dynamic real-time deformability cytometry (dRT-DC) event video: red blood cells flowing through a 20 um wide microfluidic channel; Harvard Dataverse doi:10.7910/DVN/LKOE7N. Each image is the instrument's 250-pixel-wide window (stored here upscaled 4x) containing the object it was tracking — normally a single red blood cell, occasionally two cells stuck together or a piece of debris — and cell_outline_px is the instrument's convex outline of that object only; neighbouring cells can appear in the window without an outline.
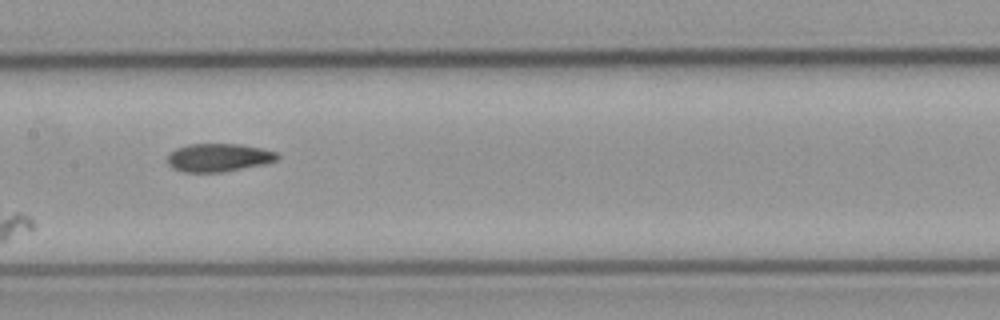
{"species": "common noctule bat (a hibernating species)", "species_latin": "Nyctalus noctula", "temperature_condition": "cold", "stored_images_in_passage": 6, "camera_frame_rate_fps": 3000, "um_per_image_px": 0.085, "animal": {"sex": "male", "body_mass_g": 23.1, "forearm_length_mm": 52.7}, "frame": {"image": 1, "passage_image": 4, "time_ms": 4.0, "image_size_px": [1000, 320], "cell_outline_px": [[280, 156], [276, 160], [264, 164], [220, 172], [184, 172], [172, 168], [168, 164], [168, 156], [176, 148], [188, 144], [240, 144], [260, 148], [276, 152]], "centroid_in_image_um": [18.56, 13.39], "position_along_channel_um": 188.8, "area_um2": 17.86}}
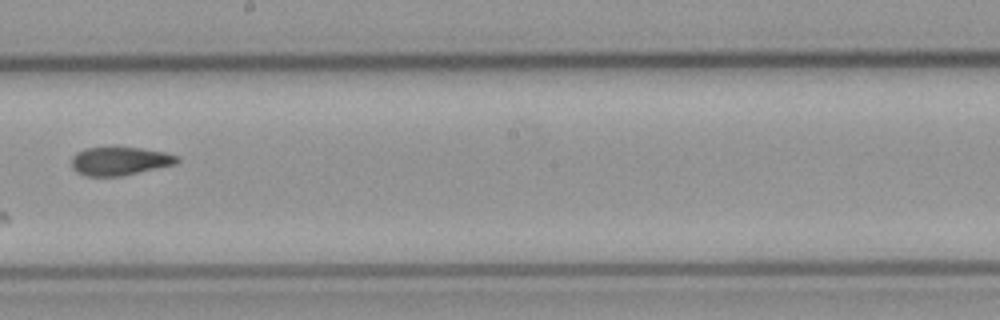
{"frame": {"image": 2, "passage_image": 5, "time_ms": 5.333, "image_size_px": [1000, 320], "cell_outline_px": [[180, 160], [176, 164], [120, 176], [84, 176], [76, 172], [72, 168], [72, 156], [76, 152], [84, 148], [140, 148], [164, 152], [176, 156]], "centroid_in_image_um": [10.14, 13.7], "position_along_channel_um": 238.1, "area_um2": 17.28}}